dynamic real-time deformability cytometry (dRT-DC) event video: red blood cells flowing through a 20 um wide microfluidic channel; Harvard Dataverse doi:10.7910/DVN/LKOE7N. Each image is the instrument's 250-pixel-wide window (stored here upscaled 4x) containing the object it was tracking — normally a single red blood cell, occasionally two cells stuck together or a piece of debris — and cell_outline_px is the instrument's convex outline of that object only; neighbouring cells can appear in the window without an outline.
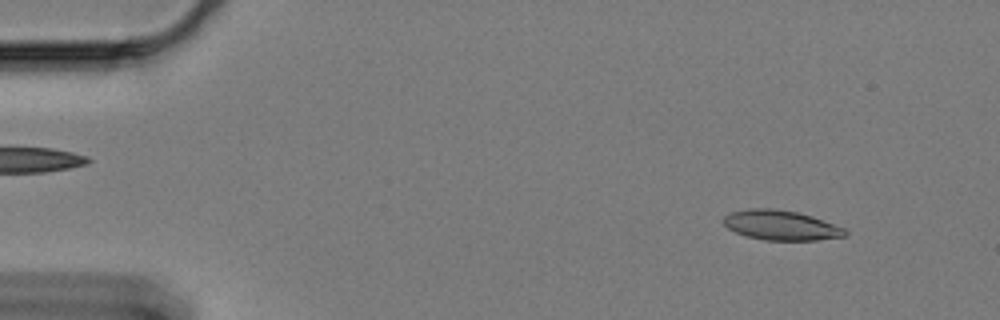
{"species": "Egyptian fruit bat (a non-hibernating species)", "species_latin": "Rousettus aegyptiacus", "temperature_condition": "cold", "stored_images_in_passage": 60, "camera_frame_rate_fps": 3000, "um_per_image_px": 0.085, "animal": {"sex": "female"}, "frame": {"image": 1, "passage_image": 6, "time_ms": 1.667, "image_size_px": [1000, 320], "cell_outline_px": [[848, 232], [844, 236], [816, 240], [764, 240], [748, 236], [736, 232], [728, 228], [724, 224], [724, 216], [728, 212], [748, 208], [772, 208], [796, 212], [812, 216], [844, 228]], "centroid_in_image_um": [66.35, 19.13], "position_along_channel_um": 18.7, "area_um2": 20.98}}
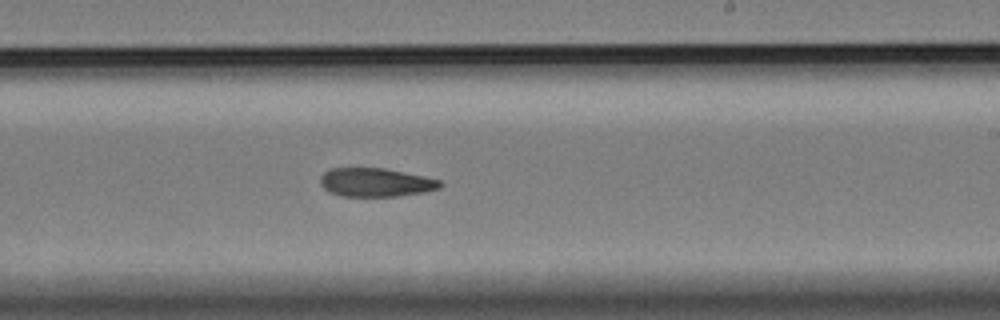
{"frame": {"image": 2, "passage_image": 36, "time_ms": 11.667, "image_size_px": [1000, 320], "cell_outline_px": [[444, 184], [440, 188], [424, 192], [396, 196], [340, 196], [328, 192], [320, 184], [320, 176], [324, 172], [332, 168], [384, 168], [424, 176], [440, 180]], "centroid_in_image_um": [31.92, 15.5], "position_along_channel_um": 257.1, "area_um2": 20.06}}
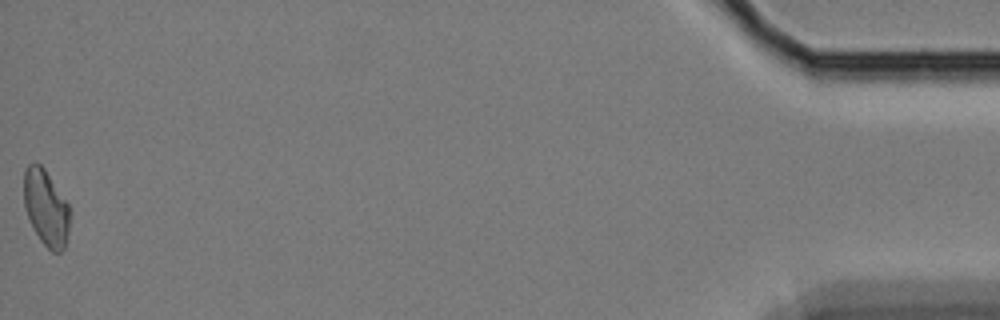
{"frame": {"image": 3, "passage_image": 60, "time_ms": 19.667, "image_size_px": [1000, 320], "cell_outline_px": [[68, 232], [64, 248], [60, 252], [52, 252], [40, 240], [32, 228], [24, 208], [24, 168], [28, 164], [40, 164], [44, 168], [68, 204]], "centroid_in_image_um": [3.87, 17.67], "position_along_channel_um": 431.3, "area_um2": 20.11}}